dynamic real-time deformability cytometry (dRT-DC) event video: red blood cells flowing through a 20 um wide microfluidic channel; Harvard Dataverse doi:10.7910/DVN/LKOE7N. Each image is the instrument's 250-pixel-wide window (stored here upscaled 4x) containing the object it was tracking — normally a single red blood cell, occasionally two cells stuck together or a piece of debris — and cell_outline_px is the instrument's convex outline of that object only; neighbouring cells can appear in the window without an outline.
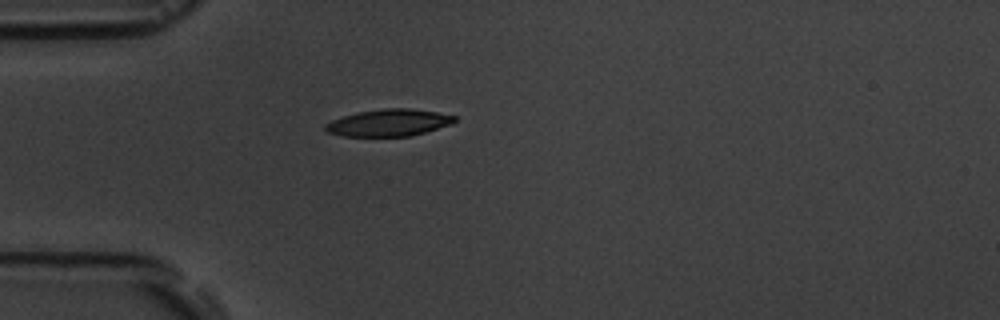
{"species": "common noctule bat (a hibernating species)", "species_latin": "Nyctalus noctula", "temperature_condition": "room temperature", "stored_images_in_passage": 1, "camera_frame_rate_fps": 3000, "um_per_image_px": 0.085, "animal": {"sex": "male", "body_mass_g": 19.5, "forearm_length_mm": 54.6}, "frame": {"image": 1, "passage_image": 1, "time_ms": 0.0, "image_size_px": [1000, 320], "cell_outline_px": [[456, 120], [452, 124], [412, 136], [344, 136], [328, 132], [324, 128], [324, 124], [332, 120], [356, 112], [384, 108], [408, 108], [436, 112], [456, 116]], "centroid_in_image_um": [33.05, 10.43], "position_along_channel_um": 51.9, "area_um2": 20.29}}